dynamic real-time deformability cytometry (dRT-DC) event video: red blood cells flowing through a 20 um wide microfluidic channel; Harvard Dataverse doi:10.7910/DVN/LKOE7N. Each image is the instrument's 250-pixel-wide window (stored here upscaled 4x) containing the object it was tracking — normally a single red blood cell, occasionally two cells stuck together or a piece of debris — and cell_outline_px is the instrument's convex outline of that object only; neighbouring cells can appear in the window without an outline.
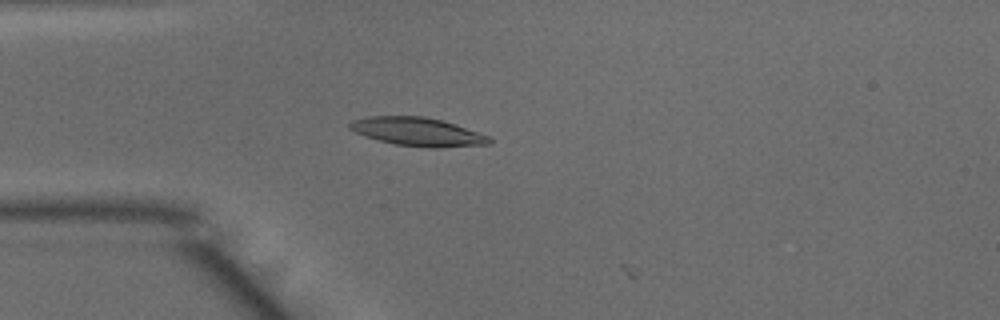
{"species": "common noctule bat (a hibernating species)", "species_latin": "Nyctalus noctula", "temperature_condition": "warm", "stored_images_in_passage": 3, "camera_frame_rate_fps": 3000, "um_per_image_px": 0.085, "animal": {"sex": "male", "body_mass_g": 15.6}, "frame": {"image": 1, "passage_image": 2, "time_ms": 0.333, "image_size_px": [1000, 320], "cell_outline_px": [[492, 144], [440, 148], [428, 148], [396, 144], [380, 140], [356, 132], [348, 128], [348, 124], [352, 120], [368, 116], [424, 116], [440, 120], [488, 136], [492, 140]], "centroid_in_image_um": [35.49, 11.2], "position_along_channel_um": 49.5, "area_um2": 22.83}}